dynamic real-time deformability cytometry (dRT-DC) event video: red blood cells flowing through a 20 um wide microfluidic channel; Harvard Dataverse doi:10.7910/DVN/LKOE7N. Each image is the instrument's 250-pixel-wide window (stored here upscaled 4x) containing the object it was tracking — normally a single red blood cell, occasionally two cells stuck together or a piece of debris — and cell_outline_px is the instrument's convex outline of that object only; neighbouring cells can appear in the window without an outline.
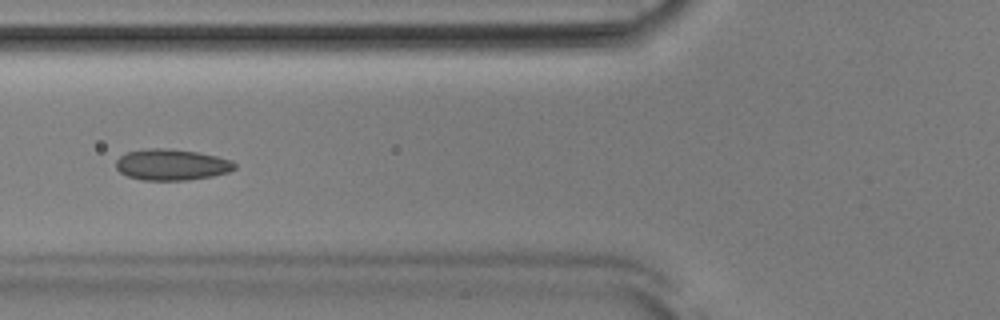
{"species": "Egyptian fruit bat (a non-hibernating species)", "species_latin": "Rousettus aegyptiacus", "temperature_condition": "room temperature", "stored_images_in_passage": 50, "segment_of_instrument_passage": [1, 2], "camera_frame_rate_fps": 3000, "um_per_image_px": 0.085, "animal": {"sex": "male"}, "frame": {"image": 1, "passage_image": 17, "time_ms": 5.333, "image_size_px": [1000, 320], "cell_outline_px": [[236, 168], [228, 172], [212, 176], [188, 180], [144, 180], [128, 176], [120, 172], [116, 168], [116, 160], [120, 156], [128, 152], [144, 148], [168, 148], [200, 152], [232, 160], [236, 164]], "centroid_in_image_um": [14.6, 13.99], "position_along_channel_um": 111.2, "area_um2": 21.68}}
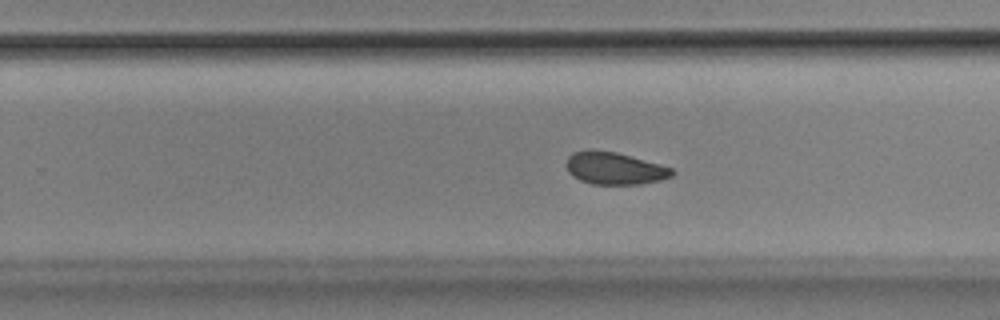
{"frame": {"image": 2, "passage_image": 30, "time_ms": 9.667, "image_size_px": [1000, 320], "cell_outline_px": [[676, 172], [672, 176], [660, 180], [640, 184], [592, 184], [580, 180], [572, 176], [568, 172], [564, 164], [568, 156], [572, 152], [588, 148], [592, 148], [616, 152], [660, 164], [672, 168]], "centroid_in_image_um": [52.18, 14.28], "position_along_channel_um": 277.6, "area_um2": 20.29}}
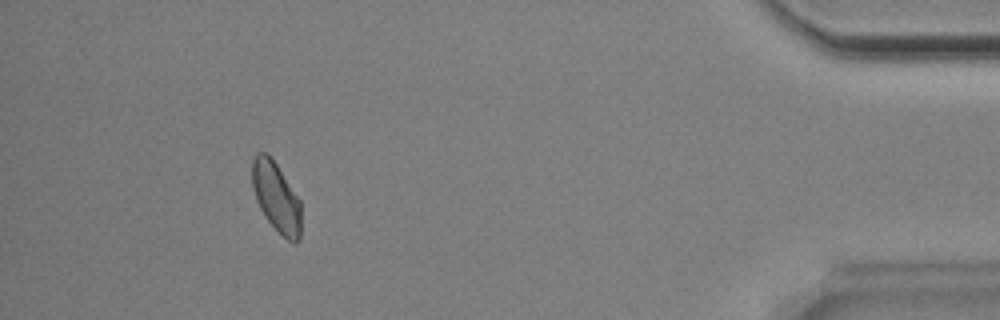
{"frame": {"image": 3, "passage_image": 45, "time_ms": 14.667, "image_size_px": [1000, 320], "cell_outline_px": [[300, 240], [296, 244], [292, 244], [268, 220], [260, 208], [256, 200], [252, 188], [252, 160], [256, 152], [264, 152], [276, 164], [300, 200]], "centroid_in_image_um": [23.47, 16.76], "position_along_channel_um": 411.7, "area_um2": 19.59}}